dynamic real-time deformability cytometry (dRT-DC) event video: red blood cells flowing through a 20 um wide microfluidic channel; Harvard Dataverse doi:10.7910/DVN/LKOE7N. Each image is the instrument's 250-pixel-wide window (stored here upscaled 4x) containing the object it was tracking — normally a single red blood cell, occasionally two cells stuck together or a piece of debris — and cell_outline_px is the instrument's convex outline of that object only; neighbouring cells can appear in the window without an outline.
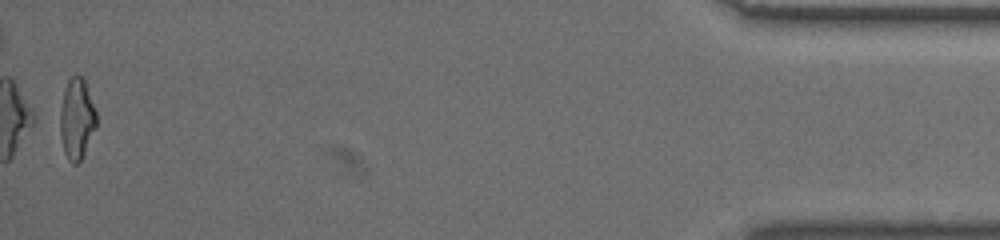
{"species": "common noctule bat (a hibernating species)", "species_latin": "Nyctalus noctula", "temperature_condition": "warm", "stored_images_in_passage": 43, "camera_frame_rate_fps": 3000, "um_per_image_px": 0.085, "animal": {"sex": "female", "body_mass_g": 19.5, "forearm_length_mm": 54.1}, "frame": {"image": 1, "passage_image": 43, "time_ms": 14.0, "image_size_px": [1000, 240], "cell_outline_px": [[96, 128], [80, 160], [76, 164], [72, 164], [68, 160], [64, 152], [60, 136], [60, 112], [64, 92], [68, 80], [76, 72], [84, 80], [96, 112]], "centroid_in_image_um": [6.51, 10.11], "position_along_channel_um": 428.7, "area_um2": 16.88}, "authors_computed_cell_mechanics": {"area_um2": 17.34, "velocity_mm_per_s": 3.4656, "shape_relaxation_time_tau1_ms": 6.4711, "shape_relaxation_time_tau2_ms": 2.4277, "deformation_change_tau1": 0.2085, "deformation_change_tau2": 0.099}}